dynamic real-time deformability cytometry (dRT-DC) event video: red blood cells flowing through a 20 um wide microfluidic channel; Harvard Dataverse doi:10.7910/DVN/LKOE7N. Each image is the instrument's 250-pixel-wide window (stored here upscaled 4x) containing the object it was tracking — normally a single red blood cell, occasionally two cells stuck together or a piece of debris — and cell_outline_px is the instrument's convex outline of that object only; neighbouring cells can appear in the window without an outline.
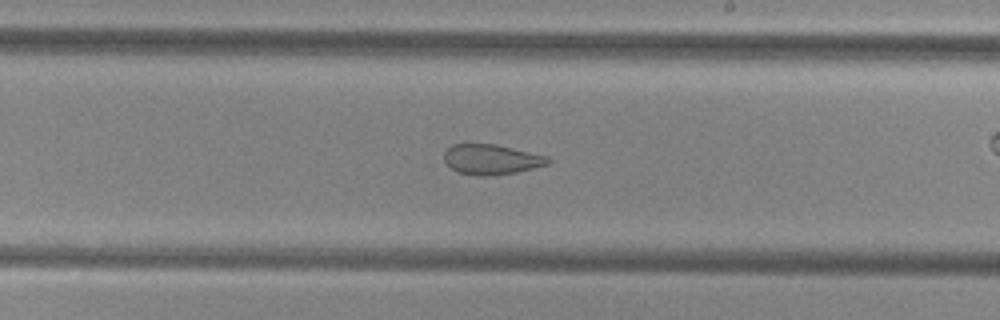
{"species": "common noctule bat (a hibernating species)", "species_latin": "Nyctalus noctula", "temperature_condition": "cold", "stored_images_in_passage": 39, "camera_frame_rate_fps": 3000, "um_per_image_px": 0.085, "animal": {"sex": "female", "body_mass_g": 29.2, "forearm_length_mm": 56.3}, "frame": {"image": 1, "passage_image": 28, "time_ms": 9.0, "image_size_px": [1000, 320], "cell_outline_px": [[552, 160], [548, 164], [516, 172], [496, 176], [476, 176], [456, 172], [444, 160], [444, 152], [452, 144], [496, 144], [548, 156]], "centroid_in_image_um": [41.77, 13.56], "position_along_channel_um": 247.2, "area_um2": 18.38}}